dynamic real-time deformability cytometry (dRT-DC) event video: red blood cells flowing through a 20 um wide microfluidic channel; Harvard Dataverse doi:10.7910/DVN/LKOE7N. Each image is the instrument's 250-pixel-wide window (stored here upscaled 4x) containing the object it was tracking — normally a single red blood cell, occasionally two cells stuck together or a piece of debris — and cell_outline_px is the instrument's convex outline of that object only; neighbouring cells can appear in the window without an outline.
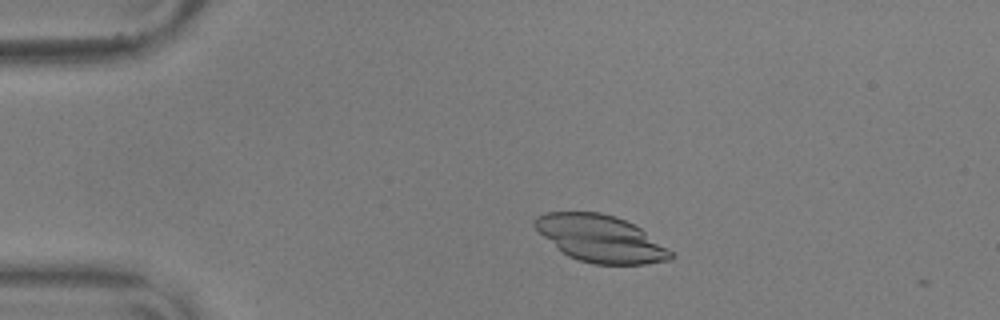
{"species": "common noctule bat (a hibernating species)", "species_latin": "Nyctalus noctula", "temperature_condition": "warm", "stored_images_in_passage": 4, "camera_frame_rate_fps": 3000, "um_per_image_px": 0.085, "animal": {"sex": "male", "body_mass_g": 17.9, "forearm_length_mm": 54.2}, "frame": {"image": 1, "passage_image": 2, "time_ms": 0.333, "image_size_px": [1000, 320], "cell_outline_px": [[676, 256], [672, 260], [644, 264], [592, 264], [568, 256], [544, 236], [532, 224], [532, 220], [536, 216], [544, 212], [600, 212], [616, 216], [640, 228], [668, 248]], "centroid_in_image_um": [51.06, 20.28], "position_along_channel_um": 33.9, "area_um2": 36.93}}